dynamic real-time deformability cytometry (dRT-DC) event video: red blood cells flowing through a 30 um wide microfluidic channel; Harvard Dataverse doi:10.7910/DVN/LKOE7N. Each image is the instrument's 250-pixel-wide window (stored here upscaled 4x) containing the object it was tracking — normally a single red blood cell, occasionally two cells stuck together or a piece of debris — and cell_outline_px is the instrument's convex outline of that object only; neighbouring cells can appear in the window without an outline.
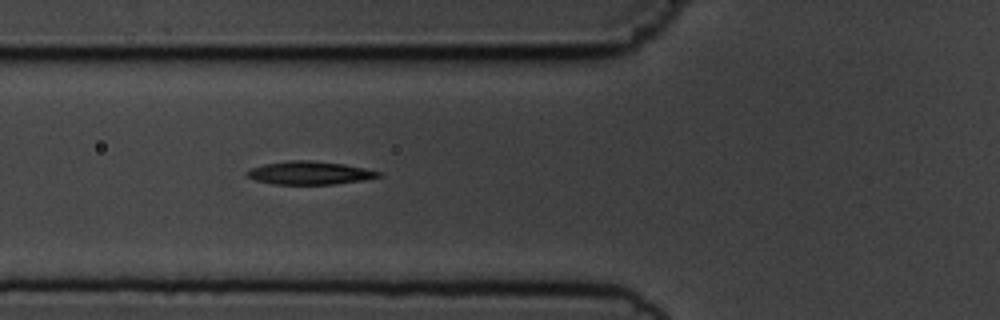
{"species": "common noctule bat (a hibernating species)", "species_latin": "Nyctalus noctula", "temperature_condition": "cold", "stored_images_in_passage": 3, "camera_frame_rate_fps": 3000, "um_per_image_px": 0.085, "animal": {"sex": "male", "body_mass_g": 19.5, "forearm_length_mm": 54.6}, "frame": {"image": 1, "passage_image": 3, "time_ms": 2.0, "image_size_px": [1000, 320], "cell_outline_px": [[380, 176], [360, 180], [332, 184], [272, 184], [256, 180], [244, 176], [244, 172], [252, 168], [264, 164], [292, 160], [312, 160], [344, 164], [364, 168], [380, 172]], "centroid_in_image_um": [26.24, 14.69], "position_along_channel_um": 99.6, "area_um2": 17.57}}